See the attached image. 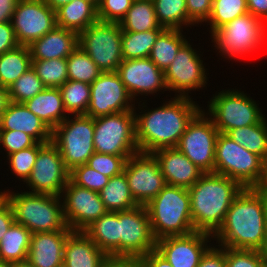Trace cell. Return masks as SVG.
<instances>
[{
	"label": "cell",
	"mask_w": 267,
	"mask_h": 267,
	"mask_svg": "<svg viewBox=\"0 0 267 267\" xmlns=\"http://www.w3.org/2000/svg\"><path fill=\"white\" fill-rule=\"evenodd\" d=\"M138 105L140 108L143 105L139 114L135 112L136 141L142 153L177 147L187 125L202 109L191 97L178 96L157 108L145 110L144 102Z\"/></svg>",
	"instance_id": "1"
},
{
	"label": "cell",
	"mask_w": 267,
	"mask_h": 267,
	"mask_svg": "<svg viewBox=\"0 0 267 267\" xmlns=\"http://www.w3.org/2000/svg\"><path fill=\"white\" fill-rule=\"evenodd\" d=\"M264 201L257 189L244 188L231 203L222 226L213 235L218 246L265 252Z\"/></svg>",
	"instance_id": "2"
},
{
	"label": "cell",
	"mask_w": 267,
	"mask_h": 267,
	"mask_svg": "<svg viewBox=\"0 0 267 267\" xmlns=\"http://www.w3.org/2000/svg\"><path fill=\"white\" fill-rule=\"evenodd\" d=\"M243 189L239 182L225 175L204 173L188 189L194 230L214 235L222 226L231 203Z\"/></svg>",
	"instance_id": "3"
},
{
	"label": "cell",
	"mask_w": 267,
	"mask_h": 267,
	"mask_svg": "<svg viewBox=\"0 0 267 267\" xmlns=\"http://www.w3.org/2000/svg\"><path fill=\"white\" fill-rule=\"evenodd\" d=\"M155 240L194 232L190 193L187 188L166 185L145 205Z\"/></svg>",
	"instance_id": "4"
},
{
	"label": "cell",
	"mask_w": 267,
	"mask_h": 267,
	"mask_svg": "<svg viewBox=\"0 0 267 267\" xmlns=\"http://www.w3.org/2000/svg\"><path fill=\"white\" fill-rule=\"evenodd\" d=\"M11 205L15 222L24 225L32 234L56 232L68 227L64 218L61 196L29 192L3 191Z\"/></svg>",
	"instance_id": "5"
},
{
	"label": "cell",
	"mask_w": 267,
	"mask_h": 267,
	"mask_svg": "<svg viewBox=\"0 0 267 267\" xmlns=\"http://www.w3.org/2000/svg\"><path fill=\"white\" fill-rule=\"evenodd\" d=\"M210 36L215 50L217 49L223 58L240 59L264 47L267 43V25L251 13H246L214 31Z\"/></svg>",
	"instance_id": "6"
},
{
	"label": "cell",
	"mask_w": 267,
	"mask_h": 267,
	"mask_svg": "<svg viewBox=\"0 0 267 267\" xmlns=\"http://www.w3.org/2000/svg\"><path fill=\"white\" fill-rule=\"evenodd\" d=\"M208 103L205 113L219 133L226 134L231 129L258 124L265 117L259 104L238 89L217 92Z\"/></svg>",
	"instance_id": "7"
},
{
	"label": "cell",
	"mask_w": 267,
	"mask_h": 267,
	"mask_svg": "<svg viewBox=\"0 0 267 267\" xmlns=\"http://www.w3.org/2000/svg\"><path fill=\"white\" fill-rule=\"evenodd\" d=\"M73 117V119L71 118ZM52 130L51 142L60 151L66 169L87 164L95 152L94 118L86 115H71Z\"/></svg>",
	"instance_id": "8"
},
{
	"label": "cell",
	"mask_w": 267,
	"mask_h": 267,
	"mask_svg": "<svg viewBox=\"0 0 267 267\" xmlns=\"http://www.w3.org/2000/svg\"><path fill=\"white\" fill-rule=\"evenodd\" d=\"M135 112L136 108L94 118L95 152L116 156L138 153Z\"/></svg>",
	"instance_id": "9"
},
{
	"label": "cell",
	"mask_w": 267,
	"mask_h": 267,
	"mask_svg": "<svg viewBox=\"0 0 267 267\" xmlns=\"http://www.w3.org/2000/svg\"><path fill=\"white\" fill-rule=\"evenodd\" d=\"M262 165L260 156L249 152L226 134H218L214 173L234 179L244 188H255L262 175Z\"/></svg>",
	"instance_id": "10"
},
{
	"label": "cell",
	"mask_w": 267,
	"mask_h": 267,
	"mask_svg": "<svg viewBox=\"0 0 267 267\" xmlns=\"http://www.w3.org/2000/svg\"><path fill=\"white\" fill-rule=\"evenodd\" d=\"M121 37L120 23L98 20L78 34V45L102 72H114L124 60Z\"/></svg>",
	"instance_id": "11"
},
{
	"label": "cell",
	"mask_w": 267,
	"mask_h": 267,
	"mask_svg": "<svg viewBox=\"0 0 267 267\" xmlns=\"http://www.w3.org/2000/svg\"><path fill=\"white\" fill-rule=\"evenodd\" d=\"M219 131L201 109L189 122L176 148L204 173H214Z\"/></svg>",
	"instance_id": "12"
},
{
	"label": "cell",
	"mask_w": 267,
	"mask_h": 267,
	"mask_svg": "<svg viewBox=\"0 0 267 267\" xmlns=\"http://www.w3.org/2000/svg\"><path fill=\"white\" fill-rule=\"evenodd\" d=\"M156 249L145 206L119 211V259L139 260Z\"/></svg>",
	"instance_id": "13"
},
{
	"label": "cell",
	"mask_w": 267,
	"mask_h": 267,
	"mask_svg": "<svg viewBox=\"0 0 267 267\" xmlns=\"http://www.w3.org/2000/svg\"><path fill=\"white\" fill-rule=\"evenodd\" d=\"M189 42L187 40L180 47L176 57L164 71L168 91H175V96L178 97H190V91L203 89L208 81L207 69L200 53L198 54L199 51L192 48Z\"/></svg>",
	"instance_id": "14"
},
{
	"label": "cell",
	"mask_w": 267,
	"mask_h": 267,
	"mask_svg": "<svg viewBox=\"0 0 267 267\" xmlns=\"http://www.w3.org/2000/svg\"><path fill=\"white\" fill-rule=\"evenodd\" d=\"M123 172L132 197L141 206L147 205L166 186L159 163L152 153L138 152L130 156Z\"/></svg>",
	"instance_id": "15"
},
{
	"label": "cell",
	"mask_w": 267,
	"mask_h": 267,
	"mask_svg": "<svg viewBox=\"0 0 267 267\" xmlns=\"http://www.w3.org/2000/svg\"><path fill=\"white\" fill-rule=\"evenodd\" d=\"M60 151L52 143H46L38 152L31 174L25 184L29 193L61 196L69 180Z\"/></svg>",
	"instance_id": "16"
},
{
	"label": "cell",
	"mask_w": 267,
	"mask_h": 267,
	"mask_svg": "<svg viewBox=\"0 0 267 267\" xmlns=\"http://www.w3.org/2000/svg\"><path fill=\"white\" fill-rule=\"evenodd\" d=\"M11 24L18 44L29 46L57 26L56 12L44 0H19Z\"/></svg>",
	"instance_id": "17"
},
{
	"label": "cell",
	"mask_w": 267,
	"mask_h": 267,
	"mask_svg": "<svg viewBox=\"0 0 267 267\" xmlns=\"http://www.w3.org/2000/svg\"><path fill=\"white\" fill-rule=\"evenodd\" d=\"M90 88V103L86 116L97 118L134 110L136 107L116 71L102 72L90 84Z\"/></svg>",
	"instance_id": "18"
},
{
	"label": "cell",
	"mask_w": 267,
	"mask_h": 267,
	"mask_svg": "<svg viewBox=\"0 0 267 267\" xmlns=\"http://www.w3.org/2000/svg\"><path fill=\"white\" fill-rule=\"evenodd\" d=\"M61 199L64 218L72 231H83L108 212L98 192L77 186L70 179L63 189Z\"/></svg>",
	"instance_id": "19"
},
{
	"label": "cell",
	"mask_w": 267,
	"mask_h": 267,
	"mask_svg": "<svg viewBox=\"0 0 267 267\" xmlns=\"http://www.w3.org/2000/svg\"><path fill=\"white\" fill-rule=\"evenodd\" d=\"M130 97L167 91L164 71L149 58L124 59L116 70Z\"/></svg>",
	"instance_id": "20"
},
{
	"label": "cell",
	"mask_w": 267,
	"mask_h": 267,
	"mask_svg": "<svg viewBox=\"0 0 267 267\" xmlns=\"http://www.w3.org/2000/svg\"><path fill=\"white\" fill-rule=\"evenodd\" d=\"M213 235L194 231L182 236H169L156 241V251L172 267H197L202 256L212 246ZM210 240V241H209Z\"/></svg>",
	"instance_id": "21"
},
{
	"label": "cell",
	"mask_w": 267,
	"mask_h": 267,
	"mask_svg": "<svg viewBox=\"0 0 267 267\" xmlns=\"http://www.w3.org/2000/svg\"><path fill=\"white\" fill-rule=\"evenodd\" d=\"M166 185L191 188L204 174L178 148H162L152 153Z\"/></svg>",
	"instance_id": "22"
},
{
	"label": "cell",
	"mask_w": 267,
	"mask_h": 267,
	"mask_svg": "<svg viewBox=\"0 0 267 267\" xmlns=\"http://www.w3.org/2000/svg\"><path fill=\"white\" fill-rule=\"evenodd\" d=\"M72 232L67 227L56 232L33 233L27 261L34 267H63L64 245Z\"/></svg>",
	"instance_id": "23"
},
{
	"label": "cell",
	"mask_w": 267,
	"mask_h": 267,
	"mask_svg": "<svg viewBox=\"0 0 267 267\" xmlns=\"http://www.w3.org/2000/svg\"><path fill=\"white\" fill-rule=\"evenodd\" d=\"M0 130L24 132L38 143H49L52 139V130L28 110L24 103L10 101L0 116Z\"/></svg>",
	"instance_id": "24"
},
{
	"label": "cell",
	"mask_w": 267,
	"mask_h": 267,
	"mask_svg": "<svg viewBox=\"0 0 267 267\" xmlns=\"http://www.w3.org/2000/svg\"><path fill=\"white\" fill-rule=\"evenodd\" d=\"M110 258L83 232L73 231L66 239L63 267H103Z\"/></svg>",
	"instance_id": "25"
},
{
	"label": "cell",
	"mask_w": 267,
	"mask_h": 267,
	"mask_svg": "<svg viewBox=\"0 0 267 267\" xmlns=\"http://www.w3.org/2000/svg\"><path fill=\"white\" fill-rule=\"evenodd\" d=\"M28 47L32 60L67 58L78 47V34L56 26Z\"/></svg>",
	"instance_id": "26"
},
{
	"label": "cell",
	"mask_w": 267,
	"mask_h": 267,
	"mask_svg": "<svg viewBox=\"0 0 267 267\" xmlns=\"http://www.w3.org/2000/svg\"><path fill=\"white\" fill-rule=\"evenodd\" d=\"M24 105L51 130L70 116L64 107L59 88L46 87L36 96L24 102Z\"/></svg>",
	"instance_id": "27"
},
{
	"label": "cell",
	"mask_w": 267,
	"mask_h": 267,
	"mask_svg": "<svg viewBox=\"0 0 267 267\" xmlns=\"http://www.w3.org/2000/svg\"><path fill=\"white\" fill-rule=\"evenodd\" d=\"M83 232L110 259H119V211L107 212L93 221Z\"/></svg>",
	"instance_id": "28"
},
{
	"label": "cell",
	"mask_w": 267,
	"mask_h": 267,
	"mask_svg": "<svg viewBox=\"0 0 267 267\" xmlns=\"http://www.w3.org/2000/svg\"><path fill=\"white\" fill-rule=\"evenodd\" d=\"M57 26L79 34L97 22V5L92 0H72L56 11Z\"/></svg>",
	"instance_id": "29"
},
{
	"label": "cell",
	"mask_w": 267,
	"mask_h": 267,
	"mask_svg": "<svg viewBox=\"0 0 267 267\" xmlns=\"http://www.w3.org/2000/svg\"><path fill=\"white\" fill-rule=\"evenodd\" d=\"M32 232L14 222L0 241V260L18 263L27 261Z\"/></svg>",
	"instance_id": "30"
},
{
	"label": "cell",
	"mask_w": 267,
	"mask_h": 267,
	"mask_svg": "<svg viewBox=\"0 0 267 267\" xmlns=\"http://www.w3.org/2000/svg\"><path fill=\"white\" fill-rule=\"evenodd\" d=\"M32 67L28 46L18 45L0 55V86L9 88L21 75Z\"/></svg>",
	"instance_id": "31"
},
{
	"label": "cell",
	"mask_w": 267,
	"mask_h": 267,
	"mask_svg": "<svg viewBox=\"0 0 267 267\" xmlns=\"http://www.w3.org/2000/svg\"><path fill=\"white\" fill-rule=\"evenodd\" d=\"M99 194L108 212L125 211L138 206L130 193L124 172L111 177Z\"/></svg>",
	"instance_id": "32"
},
{
	"label": "cell",
	"mask_w": 267,
	"mask_h": 267,
	"mask_svg": "<svg viewBox=\"0 0 267 267\" xmlns=\"http://www.w3.org/2000/svg\"><path fill=\"white\" fill-rule=\"evenodd\" d=\"M119 23L122 31L144 32L165 29L157 21L152 0H133L126 16Z\"/></svg>",
	"instance_id": "33"
},
{
	"label": "cell",
	"mask_w": 267,
	"mask_h": 267,
	"mask_svg": "<svg viewBox=\"0 0 267 267\" xmlns=\"http://www.w3.org/2000/svg\"><path fill=\"white\" fill-rule=\"evenodd\" d=\"M182 32L183 30L180 29H164L158 35L148 58L159 69L165 71L176 57L180 47L187 41Z\"/></svg>",
	"instance_id": "34"
},
{
	"label": "cell",
	"mask_w": 267,
	"mask_h": 267,
	"mask_svg": "<svg viewBox=\"0 0 267 267\" xmlns=\"http://www.w3.org/2000/svg\"><path fill=\"white\" fill-rule=\"evenodd\" d=\"M226 135L262 159L267 156V118L255 125L231 129Z\"/></svg>",
	"instance_id": "35"
},
{
	"label": "cell",
	"mask_w": 267,
	"mask_h": 267,
	"mask_svg": "<svg viewBox=\"0 0 267 267\" xmlns=\"http://www.w3.org/2000/svg\"><path fill=\"white\" fill-rule=\"evenodd\" d=\"M158 23L165 29L195 26L189 19L186 0H152Z\"/></svg>",
	"instance_id": "36"
},
{
	"label": "cell",
	"mask_w": 267,
	"mask_h": 267,
	"mask_svg": "<svg viewBox=\"0 0 267 267\" xmlns=\"http://www.w3.org/2000/svg\"><path fill=\"white\" fill-rule=\"evenodd\" d=\"M164 29H153L144 32L122 31L123 59L148 58L158 35Z\"/></svg>",
	"instance_id": "37"
},
{
	"label": "cell",
	"mask_w": 267,
	"mask_h": 267,
	"mask_svg": "<svg viewBox=\"0 0 267 267\" xmlns=\"http://www.w3.org/2000/svg\"><path fill=\"white\" fill-rule=\"evenodd\" d=\"M59 90L64 107L69 115H85L87 113L91 95L90 84L67 80L59 87Z\"/></svg>",
	"instance_id": "38"
},
{
	"label": "cell",
	"mask_w": 267,
	"mask_h": 267,
	"mask_svg": "<svg viewBox=\"0 0 267 267\" xmlns=\"http://www.w3.org/2000/svg\"><path fill=\"white\" fill-rule=\"evenodd\" d=\"M246 13V0H213L211 14L207 20L210 34Z\"/></svg>",
	"instance_id": "39"
},
{
	"label": "cell",
	"mask_w": 267,
	"mask_h": 267,
	"mask_svg": "<svg viewBox=\"0 0 267 267\" xmlns=\"http://www.w3.org/2000/svg\"><path fill=\"white\" fill-rule=\"evenodd\" d=\"M68 80L91 84L102 71L90 56L78 47L67 57Z\"/></svg>",
	"instance_id": "40"
},
{
	"label": "cell",
	"mask_w": 267,
	"mask_h": 267,
	"mask_svg": "<svg viewBox=\"0 0 267 267\" xmlns=\"http://www.w3.org/2000/svg\"><path fill=\"white\" fill-rule=\"evenodd\" d=\"M32 68L48 88H59L68 80L67 58L32 60Z\"/></svg>",
	"instance_id": "41"
},
{
	"label": "cell",
	"mask_w": 267,
	"mask_h": 267,
	"mask_svg": "<svg viewBox=\"0 0 267 267\" xmlns=\"http://www.w3.org/2000/svg\"><path fill=\"white\" fill-rule=\"evenodd\" d=\"M45 88L46 86L31 67L8 88L9 99L15 103H24Z\"/></svg>",
	"instance_id": "42"
},
{
	"label": "cell",
	"mask_w": 267,
	"mask_h": 267,
	"mask_svg": "<svg viewBox=\"0 0 267 267\" xmlns=\"http://www.w3.org/2000/svg\"><path fill=\"white\" fill-rule=\"evenodd\" d=\"M45 144L46 143L37 142L34 146L14 152L7 156L9 161L8 167H10L9 169H11V172L19 177V179L24 183L31 174L39 150Z\"/></svg>",
	"instance_id": "43"
},
{
	"label": "cell",
	"mask_w": 267,
	"mask_h": 267,
	"mask_svg": "<svg viewBox=\"0 0 267 267\" xmlns=\"http://www.w3.org/2000/svg\"><path fill=\"white\" fill-rule=\"evenodd\" d=\"M69 179L77 186L99 193L110 178L83 164L70 171Z\"/></svg>",
	"instance_id": "44"
},
{
	"label": "cell",
	"mask_w": 267,
	"mask_h": 267,
	"mask_svg": "<svg viewBox=\"0 0 267 267\" xmlns=\"http://www.w3.org/2000/svg\"><path fill=\"white\" fill-rule=\"evenodd\" d=\"M130 156H116L94 152L89 158L87 165L93 170L109 178L120 175Z\"/></svg>",
	"instance_id": "45"
},
{
	"label": "cell",
	"mask_w": 267,
	"mask_h": 267,
	"mask_svg": "<svg viewBox=\"0 0 267 267\" xmlns=\"http://www.w3.org/2000/svg\"><path fill=\"white\" fill-rule=\"evenodd\" d=\"M266 265L265 252L226 248V267H265Z\"/></svg>",
	"instance_id": "46"
},
{
	"label": "cell",
	"mask_w": 267,
	"mask_h": 267,
	"mask_svg": "<svg viewBox=\"0 0 267 267\" xmlns=\"http://www.w3.org/2000/svg\"><path fill=\"white\" fill-rule=\"evenodd\" d=\"M133 0H101L97 5L98 19L119 23L127 14Z\"/></svg>",
	"instance_id": "47"
},
{
	"label": "cell",
	"mask_w": 267,
	"mask_h": 267,
	"mask_svg": "<svg viewBox=\"0 0 267 267\" xmlns=\"http://www.w3.org/2000/svg\"><path fill=\"white\" fill-rule=\"evenodd\" d=\"M37 141L30 135L15 130H0V146L2 144L7 156L34 146Z\"/></svg>",
	"instance_id": "48"
},
{
	"label": "cell",
	"mask_w": 267,
	"mask_h": 267,
	"mask_svg": "<svg viewBox=\"0 0 267 267\" xmlns=\"http://www.w3.org/2000/svg\"><path fill=\"white\" fill-rule=\"evenodd\" d=\"M213 0H186L189 19L196 25L209 19Z\"/></svg>",
	"instance_id": "49"
},
{
	"label": "cell",
	"mask_w": 267,
	"mask_h": 267,
	"mask_svg": "<svg viewBox=\"0 0 267 267\" xmlns=\"http://www.w3.org/2000/svg\"><path fill=\"white\" fill-rule=\"evenodd\" d=\"M197 267H226V248L212 244Z\"/></svg>",
	"instance_id": "50"
},
{
	"label": "cell",
	"mask_w": 267,
	"mask_h": 267,
	"mask_svg": "<svg viewBox=\"0 0 267 267\" xmlns=\"http://www.w3.org/2000/svg\"><path fill=\"white\" fill-rule=\"evenodd\" d=\"M18 45L11 21L0 23V55Z\"/></svg>",
	"instance_id": "51"
},
{
	"label": "cell",
	"mask_w": 267,
	"mask_h": 267,
	"mask_svg": "<svg viewBox=\"0 0 267 267\" xmlns=\"http://www.w3.org/2000/svg\"><path fill=\"white\" fill-rule=\"evenodd\" d=\"M15 222L11 205L5 198L0 201V241L10 226Z\"/></svg>",
	"instance_id": "52"
},
{
	"label": "cell",
	"mask_w": 267,
	"mask_h": 267,
	"mask_svg": "<svg viewBox=\"0 0 267 267\" xmlns=\"http://www.w3.org/2000/svg\"><path fill=\"white\" fill-rule=\"evenodd\" d=\"M142 267H172L156 250L148 252L139 259Z\"/></svg>",
	"instance_id": "53"
},
{
	"label": "cell",
	"mask_w": 267,
	"mask_h": 267,
	"mask_svg": "<svg viewBox=\"0 0 267 267\" xmlns=\"http://www.w3.org/2000/svg\"><path fill=\"white\" fill-rule=\"evenodd\" d=\"M248 13L267 25V0H246Z\"/></svg>",
	"instance_id": "54"
},
{
	"label": "cell",
	"mask_w": 267,
	"mask_h": 267,
	"mask_svg": "<svg viewBox=\"0 0 267 267\" xmlns=\"http://www.w3.org/2000/svg\"><path fill=\"white\" fill-rule=\"evenodd\" d=\"M19 0H0V23L9 22Z\"/></svg>",
	"instance_id": "55"
},
{
	"label": "cell",
	"mask_w": 267,
	"mask_h": 267,
	"mask_svg": "<svg viewBox=\"0 0 267 267\" xmlns=\"http://www.w3.org/2000/svg\"><path fill=\"white\" fill-rule=\"evenodd\" d=\"M103 267H142L139 260L110 259Z\"/></svg>",
	"instance_id": "56"
},
{
	"label": "cell",
	"mask_w": 267,
	"mask_h": 267,
	"mask_svg": "<svg viewBox=\"0 0 267 267\" xmlns=\"http://www.w3.org/2000/svg\"><path fill=\"white\" fill-rule=\"evenodd\" d=\"M10 103L8 88L0 86V116Z\"/></svg>",
	"instance_id": "57"
},
{
	"label": "cell",
	"mask_w": 267,
	"mask_h": 267,
	"mask_svg": "<svg viewBox=\"0 0 267 267\" xmlns=\"http://www.w3.org/2000/svg\"><path fill=\"white\" fill-rule=\"evenodd\" d=\"M259 191V193L264 198V214H265V222H266V228H267V185H257L255 187Z\"/></svg>",
	"instance_id": "58"
},
{
	"label": "cell",
	"mask_w": 267,
	"mask_h": 267,
	"mask_svg": "<svg viewBox=\"0 0 267 267\" xmlns=\"http://www.w3.org/2000/svg\"><path fill=\"white\" fill-rule=\"evenodd\" d=\"M72 0H44L47 6H49L52 10L56 11L63 5L71 2Z\"/></svg>",
	"instance_id": "59"
},
{
	"label": "cell",
	"mask_w": 267,
	"mask_h": 267,
	"mask_svg": "<svg viewBox=\"0 0 267 267\" xmlns=\"http://www.w3.org/2000/svg\"><path fill=\"white\" fill-rule=\"evenodd\" d=\"M258 185H267V156L263 159L262 175Z\"/></svg>",
	"instance_id": "60"
},
{
	"label": "cell",
	"mask_w": 267,
	"mask_h": 267,
	"mask_svg": "<svg viewBox=\"0 0 267 267\" xmlns=\"http://www.w3.org/2000/svg\"><path fill=\"white\" fill-rule=\"evenodd\" d=\"M12 267H34L28 261L12 263Z\"/></svg>",
	"instance_id": "61"
},
{
	"label": "cell",
	"mask_w": 267,
	"mask_h": 267,
	"mask_svg": "<svg viewBox=\"0 0 267 267\" xmlns=\"http://www.w3.org/2000/svg\"><path fill=\"white\" fill-rule=\"evenodd\" d=\"M0 267H12V263L0 260Z\"/></svg>",
	"instance_id": "62"
},
{
	"label": "cell",
	"mask_w": 267,
	"mask_h": 267,
	"mask_svg": "<svg viewBox=\"0 0 267 267\" xmlns=\"http://www.w3.org/2000/svg\"><path fill=\"white\" fill-rule=\"evenodd\" d=\"M4 198V193L0 191V201Z\"/></svg>",
	"instance_id": "63"
},
{
	"label": "cell",
	"mask_w": 267,
	"mask_h": 267,
	"mask_svg": "<svg viewBox=\"0 0 267 267\" xmlns=\"http://www.w3.org/2000/svg\"><path fill=\"white\" fill-rule=\"evenodd\" d=\"M96 5H98V3L101 1V0H92Z\"/></svg>",
	"instance_id": "64"
},
{
	"label": "cell",
	"mask_w": 267,
	"mask_h": 267,
	"mask_svg": "<svg viewBox=\"0 0 267 267\" xmlns=\"http://www.w3.org/2000/svg\"><path fill=\"white\" fill-rule=\"evenodd\" d=\"M265 254L267 255V244H266Z\"/></svg>",
	"instance_id": "65"
}]
</instances>
